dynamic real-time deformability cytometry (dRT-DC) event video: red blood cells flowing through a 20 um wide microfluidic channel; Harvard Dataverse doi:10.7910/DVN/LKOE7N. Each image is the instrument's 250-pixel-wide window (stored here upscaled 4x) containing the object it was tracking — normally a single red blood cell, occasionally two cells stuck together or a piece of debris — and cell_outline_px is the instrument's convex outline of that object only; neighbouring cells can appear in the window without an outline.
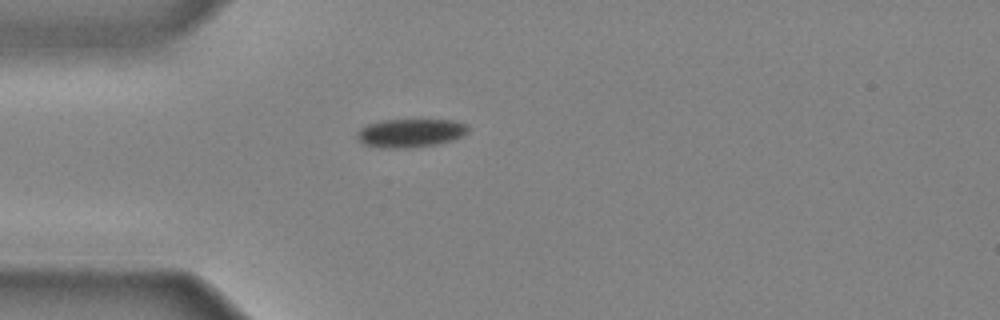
{"species": "common noctule bat (a hibernating species)", "species_latin": "Nyctalus noctula", "temperature_condition": "cold", "stored_images_in_passage": 30, "camera_frame_rate_fps": 3000, "um_per_image_px": 0.085, "animal": {"sex": "male", "body_mass_g": 20.4}, "frame": {"image": 1, "passage_image": 1, "time_ms": 0.0, "image_size_px": [1000, 320], "cell_outline_px": [[468, 132], [452, 140], [436, 144], [416, 148], [380, 148], [364, 144], [356, 136], [356, 132], [360, 128], [368, 124], [380, 120], [452, 120], [468, 124]], "centroid_in_image_um": [34.87, 11.31], "position_along_channel_um": 50.1, "area_um2": 18.55}}
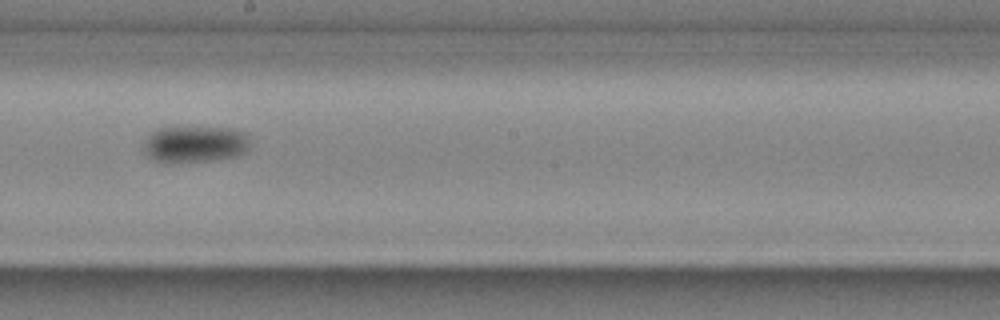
{"frame": {"image": 2, "passage_image": 14, "time_ms": 4.333, "image_size_px": [1000, 320], "cell_outline_px": [[252, 132], [248, 148], [244, 152], [236, 156], [212, 160], [168, 164], [156, 160], [144, 148], [144, 144], [148, 136], [152, 132], [160, 128], [232, 128]], "centroid_in_image_um": [16.68, 12.25], "position_along_channel_um": 231.5, "area_um2": 22.77}}
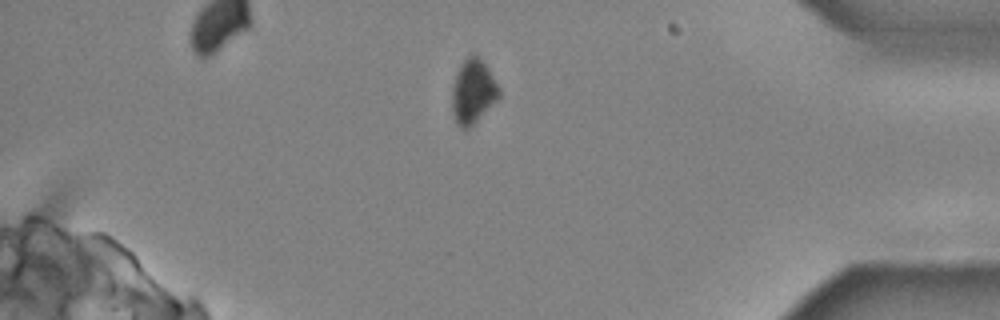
{"frame": {"image": 3, "passage_image": 27, "time_ms": 8.667, "image_size_px": [1000, 320], "cell_outline_px": [[500, 96], [468, 128], [460, 128], [452, 112], [452, 88], [460, 64], [472, 52], [484, 64], [500, 88]], "centroid_in_image_um": [40.19, 7.77], "position_along_channel_um": 395.0, "area_um2": 16.99}}